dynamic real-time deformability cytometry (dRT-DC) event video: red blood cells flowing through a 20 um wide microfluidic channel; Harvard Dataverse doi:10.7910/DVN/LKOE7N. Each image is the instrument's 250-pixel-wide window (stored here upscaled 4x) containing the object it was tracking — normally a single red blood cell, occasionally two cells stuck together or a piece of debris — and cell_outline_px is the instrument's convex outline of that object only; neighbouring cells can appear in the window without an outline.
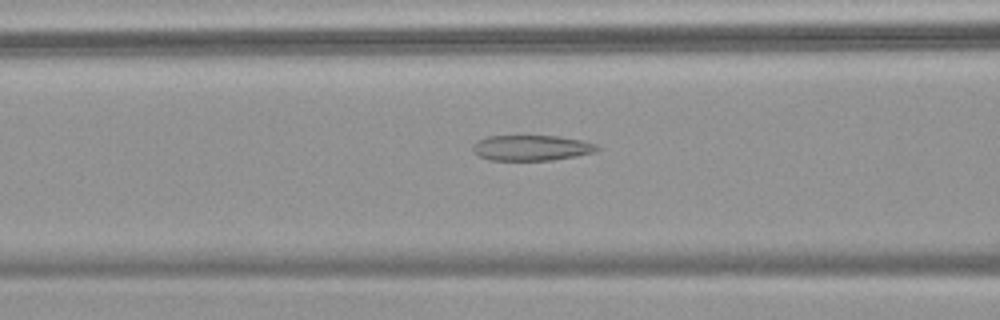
{"species": "common noctule bat (a hibernating species)", "species_latin": "Nyctalus noctula", "temperature_condition": "warm", "stored_images_in_passage": 35, "camera_frame_rate_fps": 3000, "um_per_image_px": 0.085, "animal": {"sex": "female", "body_mass_g": 18.4}, "frame": {"image": 1, "passage_image": 8, "time_ms": 2.333, "image_size_px": [1000, 320], "cell_outline_px": [[600, 148], [596, 152], [576, 156], [552, 160], [488, 160], [472, 152], [472, 144], [476, 140], [488, 136], [560, 136], [580, 140], [596, 144]], "centroid_in_image_um": [45.14, 12.57], "position_along_channel_um": 121.5, "area_um2": 18.61}}
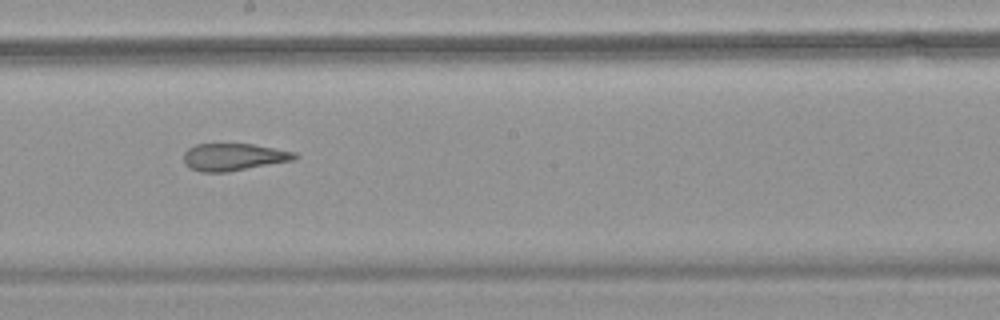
{"frame": {"image": 2, "passage_image": 17, "time_ms": 5.333, "image_size_px": [1000, 320], "cell_outline_px": [[300, 156], [296, 160], [228, 172], [200, 172], [184, 164], [184, 152], [188, 148], [196, 144], [252, 144], [296, 152]], "centroid_in_image_um": [19.9, 13.35], "position_along_channel_um": 228.3, "area_um2": 17.8}}
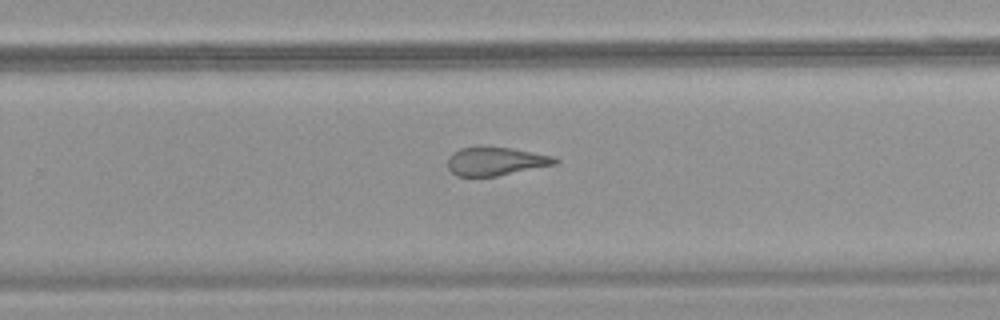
{"frame": {"image": 3, "passage_image": 22, "time_ms": 7.0, "image_size_px": [1000, 320], "cell_outline_px": [[560, 160], [556, 164], [496, 176], [456, 176], [448, 168], [448, 160], [452, 152], [460, 148], [476, 144], [484, 144], [512, 148], [556, 156]], "centroid_in_image_um": [42.12, 13.66], "position_along_channel_um": 287.7, "area_um2": 18.38}, "authors_computed_cell_mechanics": {"area_um2": 18.785, "velocity_mm_per_s": 3.5792, "shape_relaxation_time_tau1_ms": null, "shape_relaxation_time_tau2_ms": 3.1546, "deformation_change_tau1": null, "deformation_change_tau2": 0.1181}}